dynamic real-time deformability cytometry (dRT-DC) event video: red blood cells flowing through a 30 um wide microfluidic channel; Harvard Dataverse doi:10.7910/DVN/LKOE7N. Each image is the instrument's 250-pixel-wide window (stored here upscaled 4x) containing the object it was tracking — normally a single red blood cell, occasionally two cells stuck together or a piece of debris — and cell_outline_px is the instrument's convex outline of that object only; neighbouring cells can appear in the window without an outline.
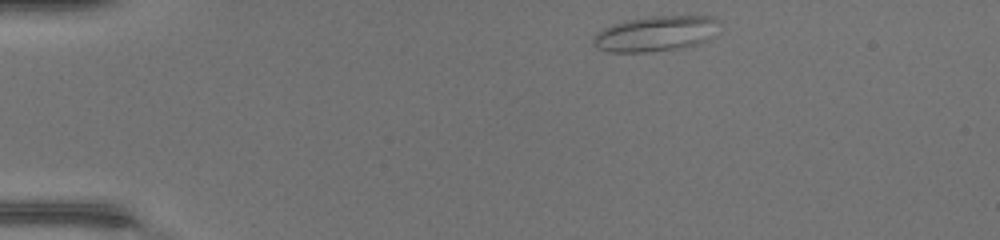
{"species": "common noctule bat (a hibernating species)", "species_latin": "Nyctalus noctula", "temperature_condition": "warm", "stored_images_in_passage": 39, "segment_of_instrument_passage": [1, 2], "camera_frame_rate_fps": 3000, "um_per_image_px": 0.085, "animal": {"sex": "female", "body_mass_g": 17.0, "forearm_length_mm": 48.0}, "frame": {"image": 1, "passage_image": 1, "time_ms": 0.0, "image_size_px": [1000, 240], "cell_outline_px": [[720, 32], [716, 36], [700, 44], [680, 48], [644, 52], [608, 52], [596, 48], [592, 44], [592, 40], [596, 32], [612, 24], [628, 20], [652, 16], [712, 16], [720, 20]], "centroid_in_image_um": [55.8, 2.86], "position_along_channel_um": 29.2, "area_um2": 26.53}}
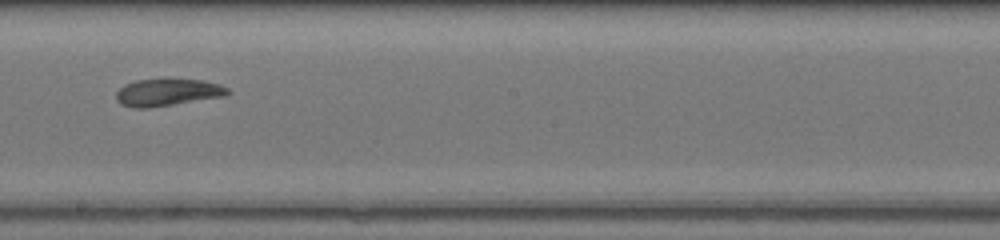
{"frame": {"image": 2, "passage_image": 20, "time_ms": 6.333, "image_size_px": [1000, 240], "cell_outline_px": [[232, 92], [224, 96], [148, 108], [132, 108], [120, 104], [116, 100], [116, 92], [124, 84], [136, 80], [204, 80], [220, 84], [228, 88]], "centroid_in_image_um": [14.22, 7.86], "position_along_channel_um": 234.0, "area_um2": 17.51}}
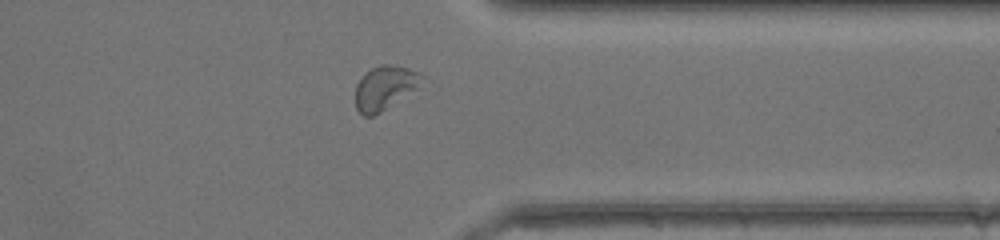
{"frame": {"image": 3, "passage_image": 30, "time_ms": 9.667, "image_size_px": [1000, 240], "cell_outline_px": [[424, 76], [416, 88], [380, 112], [372, 116], [364, 116], [356, 108], [356, 84], [372, 68], [380, 64], [388, 64], [408, 68], [420, 72]], "centroid_in_image_um": [32.7, 7.44], "position_along_channel_um": 378.7, "area_um2": 16.47}}